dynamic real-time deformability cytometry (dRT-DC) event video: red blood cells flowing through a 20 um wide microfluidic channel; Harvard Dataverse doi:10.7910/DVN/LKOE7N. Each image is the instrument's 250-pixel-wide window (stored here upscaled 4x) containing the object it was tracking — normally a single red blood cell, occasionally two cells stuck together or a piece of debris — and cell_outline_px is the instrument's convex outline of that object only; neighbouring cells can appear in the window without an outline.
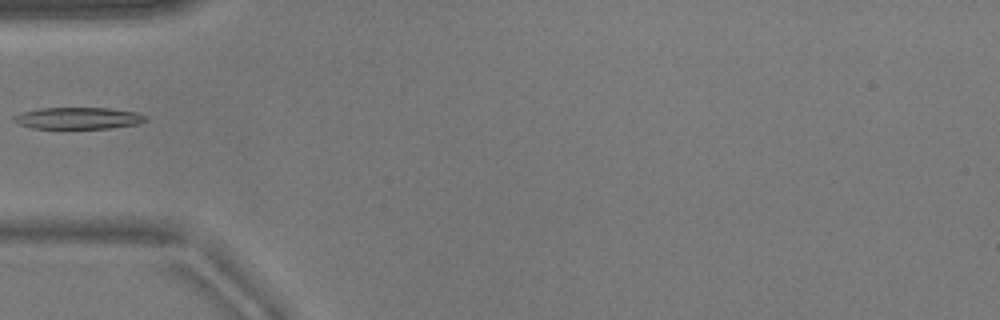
{"species": "common noctule bat (a hibernating species)", "species_latin": "Nyctalus noctula", "temperature_condition": "warm", "stored_images_in_passage": 36, "camera_frame_rate_fps": 3000, "um_per_image_px": 0.085, "animal": {"sex": "male", "body_mass_g": 17.9}, "frame": {"image": 1, "passage_image": 1, "time_ms": 0.0, "image_size_px": [1000, 320], "cell_outline_px": [[148, 120], [136, 124], [108, 128], [32, 128], [20, 124], [12, 120], [12, 116], [24, 112], [40, 108], [108, 108], [140, 112], [148, 116]], "centroid_in_image_um": [6.7, 10.04], "position_along_channel_um": 78.3, "area_um2": 16.65}}
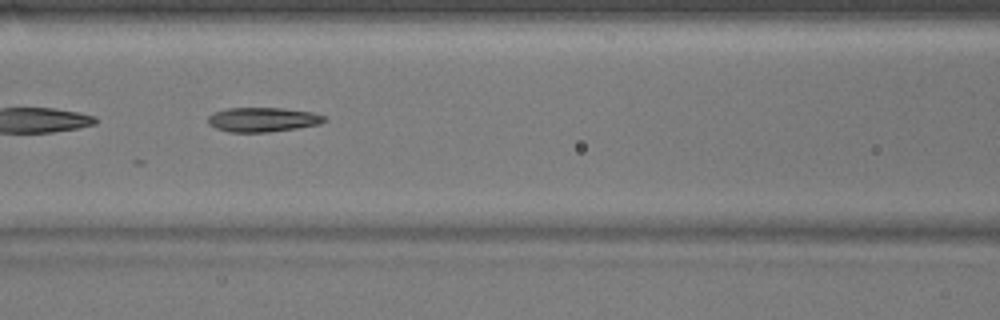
{"frame": {"image": 2, "passage_image": 6, "time_ms": 1.667, "image_size_px": [1000, 320], "cell_outline_px": [[328, 120], [320, 124], [296, 128], [268, 132], [228, 132], [216, 128], [208, 124], [208, 116], [216, 112], [228, 108], [284, 108], [312, 112], [324, 116]], "centroid_in_image_um": [22.35, 10.17], "position_along_channel_um": 144.3, "area_um2": 16.53}}